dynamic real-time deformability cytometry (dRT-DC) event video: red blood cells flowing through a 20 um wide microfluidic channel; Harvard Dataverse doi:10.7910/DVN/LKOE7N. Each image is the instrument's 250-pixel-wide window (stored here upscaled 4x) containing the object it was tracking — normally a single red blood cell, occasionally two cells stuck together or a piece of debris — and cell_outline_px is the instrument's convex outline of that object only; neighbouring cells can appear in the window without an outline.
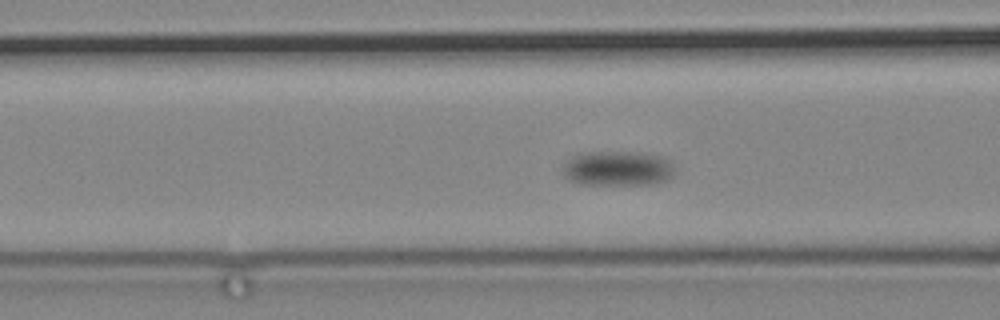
{"species": "common noctule bat (a hibernating species)", "species_latin": "Nyctalus noctula", "temperature_condition": "cold", "stored_images_in_passage": 50, "camera_frame_rate_fps": 3000, "um_per_image_px": 0.085, "animal": {"sex": "male", "body_mass_g": 19.2, "forearm_length_mm": 51.8}, "frame": {"image": 1, "passage_image": 11, "time_ms": 3.333, "image_size_px": [1000, 320], "cell_outline_px": [[676, 172], [668, 180], [652, 184], [580, 184], [568, 180], [564, 176], [560, 168], [572, 156], [588, 152], [640, 152], [660, 156], [668, 160], [676, 168]], "centroid_in_image_um": [52.5, 14.32], "position_along_channel_um": 114.1, "area_um2": 23.0}}
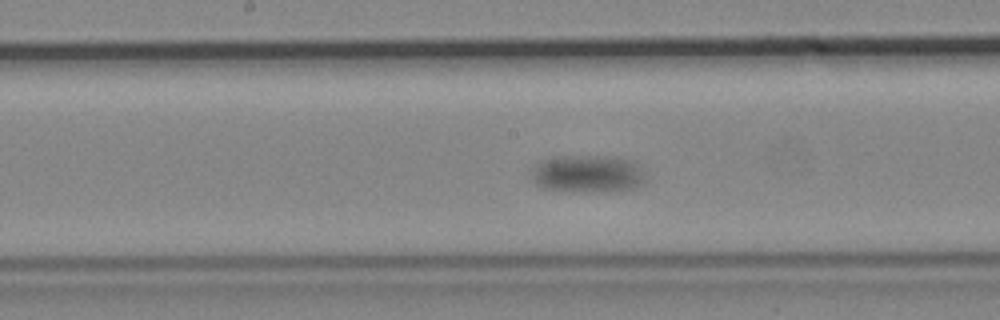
{"frame": {"image": 2, "passage_image": 22, "time_ms": 7.0, "image_size_px": [1000, 320], "cell_outline_px": [[644, 180], [640, 184], [632, 188], [604, 192], [544, 188], [536, 184], [532, 180], [532, 164], [540, 160], [552, 156], [604, 156], [628, 160], [636, 164], [644, 176]], "centroid_in_image_um": [49.85, 14.75], "position_along_channel_um": 198.3, "area_um2": 24.57}}
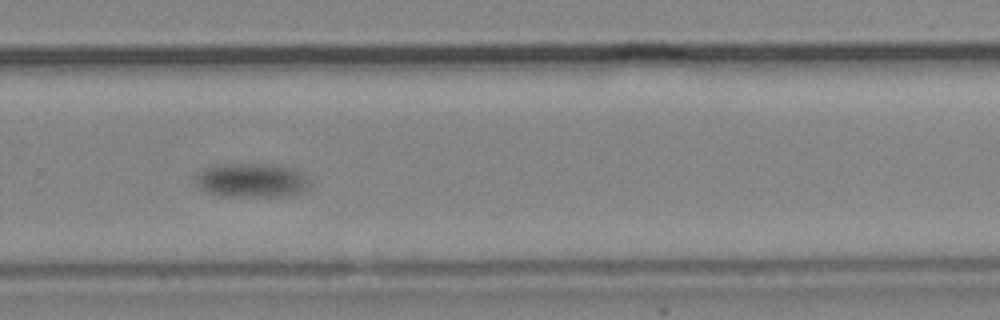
{"frame": {"image": 3, "passage_image": 36, "time_ms": 11.667, "image_size_px": [1000, 320], "cell_outline_px": [[308, 188], [292, 196], [220, 196], [208, 192], [200, 188], [196, 184], [196, 176], [204, 168], [216, 164], [268, 164], [296, 168], [300, 172], [308, 184]], "centroid_in_image_um": [21.36, 15.33], "position_along_channel_um": 308.4, "area_um2": 22.6}}